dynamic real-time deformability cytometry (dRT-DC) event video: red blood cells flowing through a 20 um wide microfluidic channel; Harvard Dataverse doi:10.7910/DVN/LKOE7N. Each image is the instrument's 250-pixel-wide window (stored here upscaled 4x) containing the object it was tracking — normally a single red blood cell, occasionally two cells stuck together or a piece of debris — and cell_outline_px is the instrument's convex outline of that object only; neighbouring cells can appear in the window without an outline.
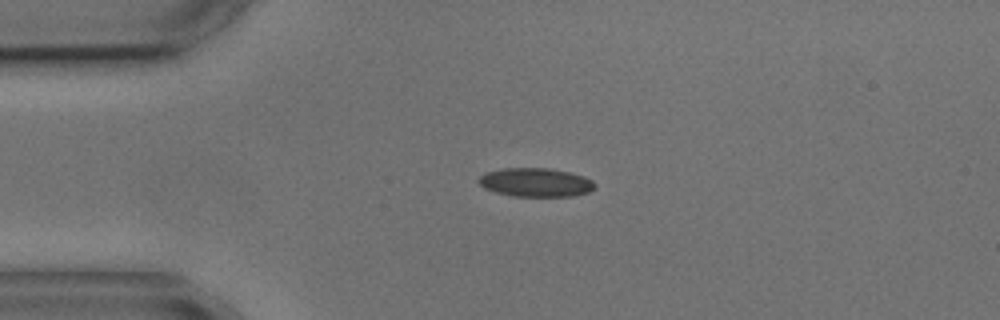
{"species": "common noctule bat (a hibernating species)", "species_latin": "Nyctalus noctula", "temperature_condition": "cold", "stored_images_in_passage": 2, "camera_frame_rate_fps": 3000, "um_per_image_px": 0.085, "animal": {"sex": "male", "body_mass_g": 17.9, "forearm_length_mm": 54.2}, "frame": {"image": 1, "passage_image": 1, "time_ms": 0.0, "image_size_px": [1000, 320], "cell_outline_px": [[596, 188], [588, 192], [572, 196], [512, 196], [496, 192], [484, 188], [476, 180], [484, 172], [504, 168], [548, 168], [568, 172], [584, 176], [592, 180], [596, 184]], "centroid_in_image_um": [45.52, 15.5], "position_along_channel_um": 39.5, "area_um2": 19.54}}